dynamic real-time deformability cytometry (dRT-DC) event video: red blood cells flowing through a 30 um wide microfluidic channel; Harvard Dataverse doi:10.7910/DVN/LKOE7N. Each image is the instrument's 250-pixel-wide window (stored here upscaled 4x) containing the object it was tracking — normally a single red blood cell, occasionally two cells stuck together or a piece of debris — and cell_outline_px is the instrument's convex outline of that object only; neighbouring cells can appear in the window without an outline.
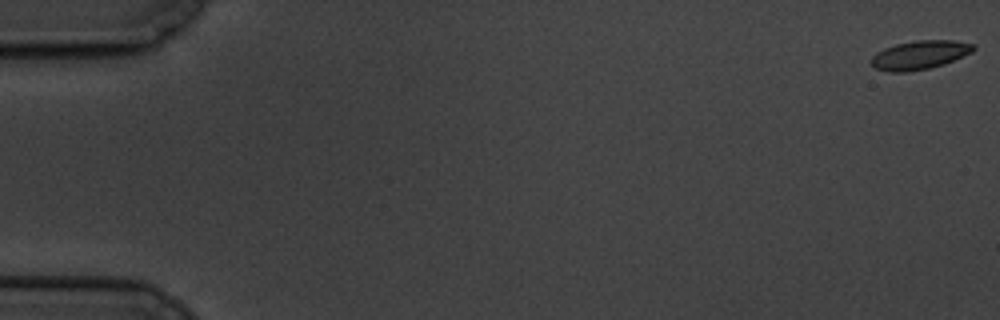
{"species": "common noctule bat (a hibernating species)", "species_latin": "Nyctalus noctula", "temperature_condition": "cold", "stored_images_in_passage": 7, "segment_of_instrument_passage": [2, 2], "camera_frame_rate_fps": 3000, "um_per_image_px": 0.085, "animal": {"sex": "male", "body_mass_g": 19.5, "forearm_length_mm": 54.6}, "frame": {"image": 1, "passage_image": 7, "time_ms": 7.667, "image_size_px": [1000, 320], "cell_outline_px": [[976, 48], [972, 52], [944, 64], [928, 68], [908, 72], [888, 72], [876, 68], [868, 60], [876, 52], [884, 48], [896, 44], [916, 40], [952, 40], [976, 44]], "centroid_in_image_um": [78.16, 4.67], "position_along_channel_um": 6.8, "area_um2": 17.22}}